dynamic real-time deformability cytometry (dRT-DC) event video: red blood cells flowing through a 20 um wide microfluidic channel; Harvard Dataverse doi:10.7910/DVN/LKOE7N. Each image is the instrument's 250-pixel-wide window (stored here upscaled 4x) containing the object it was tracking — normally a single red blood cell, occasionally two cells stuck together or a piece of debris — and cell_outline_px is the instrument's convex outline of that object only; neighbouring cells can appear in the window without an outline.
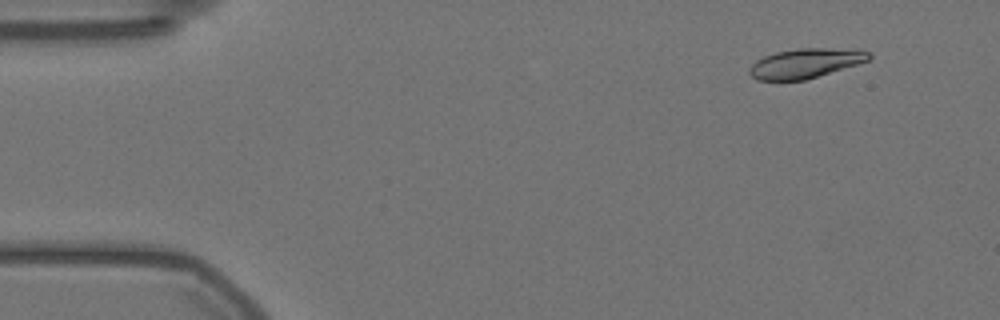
{"species": "Egyptian fruit bat (a non-hibernating species)", "species_latin": "Rousettus aegyptiacus", "temperature_condition": "warm", "stored_images_in_passage": 57, "camera_frame_rate_fps": 3000, "um_per_image_px": 0.085, "animal": {"sex": "female"}, "frame": {"image": 1, "passage_image": 5, "time_ms": 1.333, "image_size_px": [1000, 320], "cell_outline_px": [[872, 56], [868, 60], [856, 64], [804, 80], [756, 80], [748, 72], [748, 68], [756, 60], [764, 56], [776, 52], [796, 48], [828, 48], [872, 52]], "centroid_in_image_um": [68.39, 5.38], "position_along_channel_um": 16.6, "area_um2": 20.29}}
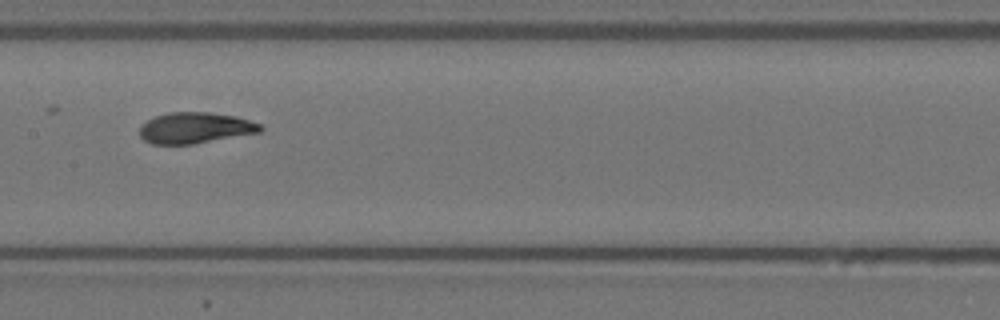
{"frame": {"image": 2, "passage_image": 28, "time_ms": 9.0, "image_size_px": [1000, 320], "cell_outline_px": [[264, 128], [260, 132], [192, 144], [152, 144], [144, 140], [140, 136], [140, 124], [156, 116], [168, 112], [208, 112], [236, 116], [260, 124]], "centroid_in_image_um": [16.57, 10.86], "position_along_channel_um": 190.8, "area_um2": 21.73}}
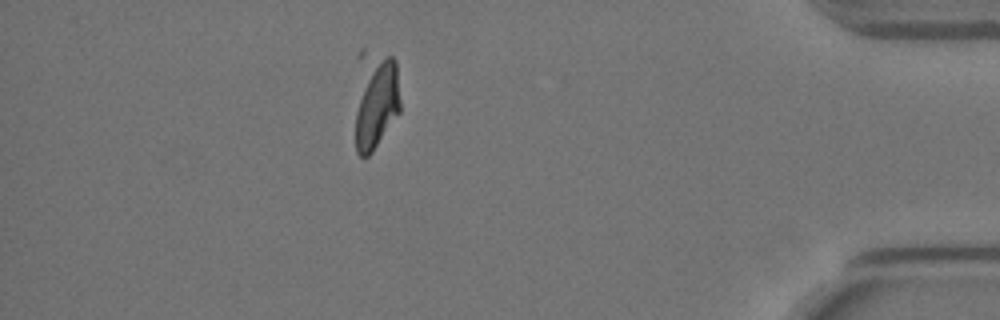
{"frame": {"image": 3, "passage_image": 50, "time_ms": 16.333, "image_size_px": [1000, 320], "cell_outline_px": [[400, 112], [372, 152], [368, 156], [360, 156], [356, 152], [356, 112], [364, 88], [376, 64], [380, 60], [388, 56], [392, 56], [396, 60], [400, 100]], "centroid_in_image_um": [32.09, 9.02], "position_along_channel_um": 403.1, "area_um2": 21.5}, "authors_computed_cell_mechanics": {"area_um2": 22.1952, "velocity_mm_per_s": 3.5319, "shape_relaxation_time_tau1_ms": 3.9495, "shape_relaxation_time_tau2_ms": 1.4165, "deformation_change_tau1": 0.1783, "deformation_change_tau2": 0.0722}}